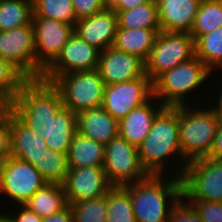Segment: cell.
Instances as JSON below:
<instances>
[{
	"label": "cell",
	"mask_w": 222,
	"mask_h": 222,
	"mask_svg": "<svg viewBox=\"0 0 222 222\" xmlns=\"http://www.w3.org/2000/svg\"><path fill=\"white\" fill-rule=\"evenodd\" d=\"M28 80L13 63L0 58V105L8 106Z\"/></svg>",
	"instance_id": "cell-32"
},
{
	"label": "cell",
	"mask_w": 222,
	"mask_h": 222,
	"mask_svg": "<svg viewBox=\"0 0 222 222\" xmlns=\"http://www.w3.org/2000/svg\"><path fill=\"white\" fill-rule=\"evenodd\" d=\"M32 16L33 0H0V31L27 25Z\"/></svg>",
	"instance_id": "cell-27"
},
{
	"label": "cell",
	"mask_w": 222,
	"mask_h": 222,
	"mask_svg": "<svg viewBox=\"0 0 222 222\" xmlns=\"http://www.w3.org/2000/svg\"><path fill=\"white\" fill-rule=\"evenodd\" d=\"M69 169L103 167L105 145L76 133L67 152Z\"/></svg>",
	"instance_id": "cell-23"
},
{
	"label": "cell",
	"mask_w": 222,
	"mask_h": 222,
	"mask_svg": "<svg viewBox=\"0 0 222 222\" xmlns=\"http://www.w3.org/2000/svg\"><path fill=\"white\" fill-rule=\"evenodd\" d=\"M105 85L134 80L145 74V62L138 56L109 47L100 52L98 69Z\"/></svg>",
	"instance_id": "cell-16"
},
{
	"label": "cell",
	"mask_w": 222,
	"mask_h": 222,
	"mask_svg": "<svg viewBox=\"0 0 222 222\" xmlns=\"http://www.w3.org/2000/svg\"><path fill=\"white\" fill-rule=\"evenodd\" d=\"M188 105L178 106V123L182 154L190 162L210 154L219 118L208 103L195 109L190 103Z\"/></svg>",
	"instance_id": "cell-4"
},
{
	"label": "cell",
	"mask_w": 222,
	"mask_h": 222,
	"mask_svg": "<svg viewBox=\"0 0 222 222\" xmlns=\"http://www.w3.org/2000/svg\"><path fill=\"white\" fill-rule=\"evenodd\" d=\"M103 168L113 186L135 183L149 175L141 164L138 148L119 134L105 145Z\"/></svg>",
	"instance_id": "cell-9"
},
{
	"label": "cell",
	"mask_w": 222,
	"mask_h": 222,
	"mask_svg": "<svg viewBox=\"0 0 222 222\" xmlns=\"http://www.w3.org/2000/svg\"><path fill=\"white\" fill-rule=\"evenodd\" d=\"M167 222H203L192 206L182 197L172 207Z\"/></svg>",
	"instance_id": "cell-37"
},
{
	"label": "cell",
	"mask_w": 222,
	"mask_h": 222,
	"mask_svg": "<svg viewBox=\"0 0 222 222\" xmlns=\"http://www.w3.org/2000/svg\"><path fill=\"white\" fill-rule=\"evenodd\" d=\"M115 13L118 16V28L153 29L157 33L161 31L156 0H150L126 11H115Z\"/></svg>",
	"instance_id": "cell-26"
},
{
	"label": "cell",
	"mask_w": 222,
	"mask_h": 222,
	"mask_svg": "<svg viewBox=\"0 0 222 222\" xmlns=\"http://www.w3.org/2000/svg\"><path fill=\"white\" fill-rule=\"evenodd\" d=\"M170 176L149 174L143 180L125 185L131 196L136 222L168 221L172 207L182 197L181 179Z\"/></svg>",
	"instance_id": "cell-2"
},
{
	"label": "cell",
	"mask_w": 222,
	"mask_h": 222,
	"mask_svg": "<svg viewBox=\"0 0 222 222\" xmlns=\"http://www.w3.org/2000/svg\"><path fill=\"white\" fill-rule=\"evenodd\" d=\"M194 56V39L189 33L160 31L145 61V74L153 82L163 72Z\"/></svg>",
	"instance_id": "cell-8"
},
{
	"label": "cell",
	"mask_w": 222,
	"mask_h": 222,
	"mask_svg": "<svg viewBox=\"0 0 222 222\" xmlns=\"http://www.w3.org/2000/svg\"><path fill=\"white\" fill-rule=\"evenodd\" d=\"M10 131L11 157L33 164L48 150L43 137L27 128L11 111Z\"/></svg>",
	"instance_id": "cell-20"
},
{
	"label": "cell",
	"mask_w": 222,
	"mask_h": 222,
	"mask_svg": "<svg viewBox=\"0 0 222 222\" xmlns=\"http://www.w3.org/2000/svg\"><path fill=\"white\" fill-rule=\"evenodd\" d=\"M100 52L73 33L61 53L44 70L41 79L51 82L58 75L75 71L97 70Z\"/></svg>",
	"instance_id": "cell-13"
},
{
	"label": "cell",
	"mask_w": 222,
	"mask_h": 222,
	"mask_svg": "<svg viewBox=\"0 0 222 222\" xmlns=\"http://www.w3.org/2000/svg\"><path fill=\"white\" fill-rule=\"evenodd\" d=\"M77 133L103 145L118 135V121L102 107L76 114Z\"/></svg>",
	"instance_id": "cell-21"
},
{
	"label": "cell",
	"mask_w": 222,
	"mask_h": 222,
	"mask_svg": "<svg viewBox=\"0 0 222 222\" xmlns=\"http://www.w3.org/2000/svg\"><path fill=\"white\" fill-rule=\"evenodd\" d=\"M195 56L211 71L222 68V27L194 41Z\"/></svg>",
	"instance_id": "cell-29"
},
{
	"label": "cell",
	"mask_w": 222,
	"mask_h": 222,
	"mask_svg": "<svg viewBox=\"0 0 222 222\" xmlns=\"http://www.w3.org/2000/svg\"><path fill=\"white\" fill-rule=\"evenodd\" d=\"M164 107L153 96L148 102L134 108L118 122V134L138 148L150 132L154 118Z\"/></svg>",
	"instance_id": "cell-19"
},
{
	"label": "cell",
	"mask_w": 222,
	"mask_h": 222,
	"mask_svg": "<svg viewBox=\"0 0 222 222\" xmlns=\"http://www.w3.org/2000/svg\"><path fill=\"white\" fill-rule=\"evenodd\" d=\"M138 153L141 164L148 174H176V177H181L188 162L184 159L180 146L178 106H165L156 115L150 132L138 147ZM174 157V162H170V158L174 159ZM168 162L172 163V166L173 164L179 165L172 167L170 164L168 165ZM168 166L178 170L176 169L174 172V169L171 170Z\"/></svg>",
	"instance_id": "cell-1"
},
{
	"label": "cell",
	"mask_w": 222,
	"mask_h": 222,
	"mask_svg": "<svg viewBox=\"0 0 222 222\" xmlns=\"http://www.w3.org/2000/svg\"><path fill=\"white\" fill-rule=\"evenodd\" d=\"M47 17L75 27L77 18L71 0H33V16Z\"/></svg>",
	"instance_id": "cell-33"
},
{
	"label": "cell",
	"mask_w": 222,
	"mask_h": 222,
	"mask_svg": "<svg viewBox=\"0 0 222 222\" xmlns=\"http://www.w3.org/2000/svg\"><path fill=\"white\" fill-rule=\"evenodd\" d=\"M212 71L196 56L163 72L153 81V96L164 106L187 105L186 97L203 86Z\"/></svg>",
	"instance_id": "cell-5"
},
{
	"label": "cell",
	"mask_w": 222,
	"mask_h": 222,
	"mask_svg": "<svg viewBox=\"0 0 222 222\" xmlns=\"http://www.w3.org/2000/svg\"><path fill=\"white\" fill-rule=\"evenodd\" d=\"M207 157L222 160V118H219L215 138L211 146L210 154Z\"/></svg>",
	"instance_id": "cell-40"
},
{
	"label": "cell",
	"mask_w": 222,
	"mask_h": 222,
	"mask_svg": "<svg viewBox=\"0 0 222 222\" xmlns=\"http://www.w3.org/2000/svg\"><path fill=\"white\" fill-rule=\"evenodd\" d=\"M149 1L150 0H121L120 5L114 11H126Z\"/></svg>",
	"instance_id": "cell-42"
},
{
	"label": "cell",
	"mask_w": 222,
	"mask_h": 222,
	"mask_svg": "<svg viewBox=\"0 0 222 222\" xmlns=\"http://www.w3.org/2000/svg\"><path fill=\"white\" fill-rule=\"evenodd\" d=\"M222 27V0H202L190 31L194 41Z\"/></svg>",
	"instance_id": "cell-30"
},
{
	"label": "cell",
	"mask_w": 222,
	"mask_h": 222,
	"mask_svg": "<svg viewBox=\"0 0 222 222\" xmlns=\"http://www.w3.org/2000/svg\"><path fill=\"white\" fill-rule=\"evenodd\" d=\"M152 97L153 82L148 76H141L128 82L106 85L101 107L119 122Z\"/></svg>",
	"instance_id": "cell-12"
},
{
	"label": "cell",
	"mask_w": 222,
	"mask_h": 222,
	"mask_svg": "<svg viewBox=\"0 0 222 222\" xmlns=\"http://www.w3.org/2000/svg\"><path fill=\"white\" fill-rule=\"evenodd\" d=\"M196 211L203 222H222V202L185 200Z\"/></svg>",
	"instance_id": "cell-35"
},
{
	"label": "cell",
	"mask_w": 222,
	"mask_h": 222,
	"mask_svg": "<svg viewBox=\"0 0 222 222\" xmlns=\"http://www.w3.org/2000/svg\"><path fill=\"white\" fill-rule=\"evenodd\" d=\"M47 183L63 184L69 172L67 153L48 149L32 164Z\"/></svg>",
	"instance_id": "cell-28"
},
{
	"label": "cell",
	"mask_w": 222,
	"mask_h": 222,
	"mask_svg": "<svg viewBox=\"0 0 222 222\" xmlns=\"http://www.w3.org/2000/svg\"><path fill=\"white\" fill-rule=\"evenodd\" d=\"M23 205L41 218H45L65 209L68 206V202L62 184L46 183Z\"/></svg>",
	"instance_id": "cell-25"
},
{
	"label": "cell",
	"mask_w": 222,
	"mask_h": 222,
	"mask_svg": "<svg viewBox=\"0 0 222 222\" xmlns=\"http://www.w3.org/2000/svg\"><path fill=\"white\" fill-rule=\"evenodd\" d=\"M36 62L45 70L61 53L74 27L53 18L32 17Z\"/></svg>",
	"instance_id": "cell-14"
},
{
	"label": "cell",
	"mask_w": 222,
	"mask_h": 222,
	"mask_svg": "<svg viewBox=\"0 0 222 222\" xmlns=\"http://www.w3.org/2000/svg\"><path fill=\"white\" fill-rule=\"evenodd\" d=\"M220 70L222 71V68ZM220 88H222V86ZM220 88H219L220 91L218 90L219 93L217 92V94H218V96H217L218 98L216 99L217 104L214 102L215 106H214V104H213V106L210 105V107H211L210 109L215 113V115L218 118H222V89H220Z\"/></svg>",
	"instance_id": "cell-43"
},
{
	"label": "cell",
	"mask_w": 222,
	"mask_h": 222,
	"mask_svg": "<svg viewBox=\"0 0 222 222\" xmlns=\"http://www.w3.org/2000/svg\"><path fill=\"white\" fill-rule=\"evenodd\" d=\"M118 28V16L113 10L96 13L90 17L79 19L74 33L99 51L112 47Z\"/></svg>",
	"instance_id": "cell-17"
},
{
	"label": "cell",
	"mask_w": 222,
	"mask_h": 222,
	"mask_svg": "<svg viewBox=\"0 0 222 222\" xmlns=\"http://www.w3.org/2000/svg\"><path fill=\"white\" fill-rule=\"evenodd\" d=\"M74 222H106L107 194L97 199L68 204Z\"/></svg>",
	"instance_id": "cell-34"
},
{
	"label": "cell",
	"mask_w": 222,
	"mask_h": 222,
	"mask_svg": "<svg viewBox=\"0 0 222 222\" xmlns=\"http://www.w3.org/2000/svg\"><path fill=\"white\" fill-rule=\"evenodd\" d=\"M161 31L189 33L202 0H156Z\"/></svg>",
	"instance_id": "cell-18"
},
{
	"label": "cell",
	"mask_w": 222,
	"mask_h": 222,
	"mask_svg": "<svg viewBox=\"0 0 222 222\" xmlns=\"http://www.w3.org/2000/svg\"><path fill=\"white\" fill-rule=\"evenodd\" d=\"M7 107L27 128L39 134L64 105L52 82L29 79Z\"/></svg>",
	"instance_id": "cell-3"
},
{
	"label": "cell",
	"mask_w": 222,
	"mask_h": 222,
	"mask_svg": "<svg viewBox=\"0 0 222 222\" xmlns=\"http://www.w3.org/2000/svg\"><path fill=\"white\" fill-rule=\"evenodd\" d=\"M0 220H5V215L0 213Z\"/></svg>",
	"instance_id": "cell-45"
},
{
	"label": "cell",
	"mask_w": 222,
	"mask_h": 222,
	"mask_svg": "<svg viewBox=\"0 0 222 222\" xmlns=\"http://www.w3.org/2000/svg\"><path fill=\"white\" fill-rule=\"evenodd\" d=\"M157 34L153 29L117 28L112 47L116 50L138 56L145 62L152 50Z\"/></svg>",
	"instance_id": "cell-24"
},
{
	"label": "cell",
	"mask_w": 222,
	"mask_h": 222,
	"mask_svg": "<svg viewBox=\"0 0 222 222\" xmlns=\"http://www.w3.org/2000/svg\"><path fill=\"white\" fill-rule=\"evenodd\" d=\"M180 179L184 200L222 202V160L205 157L190 161Z\"/></svg>",
	"instance_id": "cell-7"
},
{
	"label": "cell",
	"mask_w": 222,
	"mask_h": 222,
	"mask_svg": "<svg viewBox=\"0 0 222 222\" xmlns=\"http://www.w3.org/2000/svg\"><path fill=\"white\" fill-rule=\"evenodd\" d=\"M62 185L68 204L103 197L113 187L103 167L69 169Z\"/></svg>",
	"instance_id": "cell-15"
},
{
	"label": "cell",
	"mask_w": 222,
	"mask_h": 222,
	"mask_svg": "<svg viewBox=\"0 0 222 222\" xmlns=\"http://www.w3.org/2000/svg\"><path fill=\"white\" fill-rule=\"evenodd\" d=\"M106 222H136L129 190L113 186L107 193Z\"/></svg>",
	"instance_id": "cell-31"
},
{
	"label": "cell",
	"mask_w": 222,
	"mask_h": 222,
	"mask_svg": "<svg viewBox=\"0 0 222 222\" xmlns=\"http://www.w3.org/2000/svg\"><path fill=\"white\" fill-rule=\"evenodd\" d=\"M0 58L13 63L29 79H41L44 69L36 62L32 21L22 27L0 31Z\"/></svg>",
	"instance_id": "cell-10"
},
{
	"label": "cell",
	"mask_w": 222,
	"mask_h": 222,
	"mask_svg": "<svg viewBox=\"0 0 222 222\" xmlns=\"http://www.w3.org/2000/svg\"><path fill=\"white\" fill-rule=\"evenodd\" d=\"M51 82L59 90L64 107L76 114L102 106L106 85L98 70L58 75Z\"/></svg>",
	"instance_id": "cell-6"
},
{
	"label": "cell",
	"mask_w": 222,
	"mask_h": 222,
	"mask_svg": "<svg viewBox=\"0 0 222 222\" xmlns=\"http://www.w3.org/2000/svg\"><path fill=\"white\" fill-rule=\"evenodd\" d=\"M76 133V113L65 107L39 131L48 149L63 153L68 152Z\"/></svg>",
	"instance_id": "cell-22"
},
{
	"label": "cell",
	"mask_w": 222,
	"mask_h": 222,
	"mask_svg": "<svg viewBox=\"0 0 222 222\" xmlns=\"http://www.w3.org/2000/svg\"><path fill=\"white\" fill-rule=\"evenodd\" d=\"M104 9L115 10L119 5L121 0H102Z\"/></svg>",
	"instance_id": "cell-44"
},
{
	"label": "cell",
	"mask_w": 222,
	"mask_h": 222,
	"mask_svg": "<svg viewBox=\"0 0 222 222\" xmlns=\"http://www.w3.org/2000/svg\"><path fill=\"white\" fill-rule=\"evenodd\" d=\"M42 222H74L69 205L58 213L43 218Z\"/></svg>",
	"instance_id": "cell-41"
},
{
	"label": "cell",
	"mask_w": 222,
	"mask_h": 222,
	"mask_svg": "<svg viewBox=\"0 0 222 222\" xmlns=\"http://www.w3.org/2000/svg\"><path fill=\"white\" fill-rule=\"evenodd\" d=\"M11 153L10 110L7 106L0 108V160L4 161Z\"/></svg>",
	"instance_id": "cell-36"
},
{
	"label": "cell",
	"mask_w": 222,
	"mask_h": 222,
	"mask_svg": "<svg viewBox=\"0 0 222 222\" xmlns=\"http://www.w3.org/2000/svg\"><path fill=\"white\" fill-rule=\"evenodd\" d=\"M46 183L40 172L30 163L11 156L1 161L0 194L6 195L16 205H23Z\"/></svg>",
	"instance_id": "cell-11"
},
{
	"label": "cell",
	"mask_w": 222,
	"mask_h": 222,
	"mask_svg": "<svg viewBox=\"0 0 222 222\" xmlns=\"http://www.w3.org/2000/svg\"><path fill=\"white\" fill-rule=\"evenodd\" d=\"M18 206H21V208L18 209L19 213L15 214V216L13 214L9 215V213L5 214L4 212L6 222H42L43 221V218L38 216L33 211L29 210L24 205H18Z\"/></svg>",
	"instance_id": "cell-39"
},
{
	"label": "cell",
	"mask_w": 222,
	"mask_h": 222,
	"mask_svg": "<svg viewBox=\"0 0 222 222\" xmlns=\"http://www.w3.org/2000/svg\"><path fill=\"white\" fill-rule=\"evenodd\" d=\"M77 20L90 17L104 10L102 0H71Z\"/></svg>",
	"instance_id": "cell-38"
}]
</instances>
